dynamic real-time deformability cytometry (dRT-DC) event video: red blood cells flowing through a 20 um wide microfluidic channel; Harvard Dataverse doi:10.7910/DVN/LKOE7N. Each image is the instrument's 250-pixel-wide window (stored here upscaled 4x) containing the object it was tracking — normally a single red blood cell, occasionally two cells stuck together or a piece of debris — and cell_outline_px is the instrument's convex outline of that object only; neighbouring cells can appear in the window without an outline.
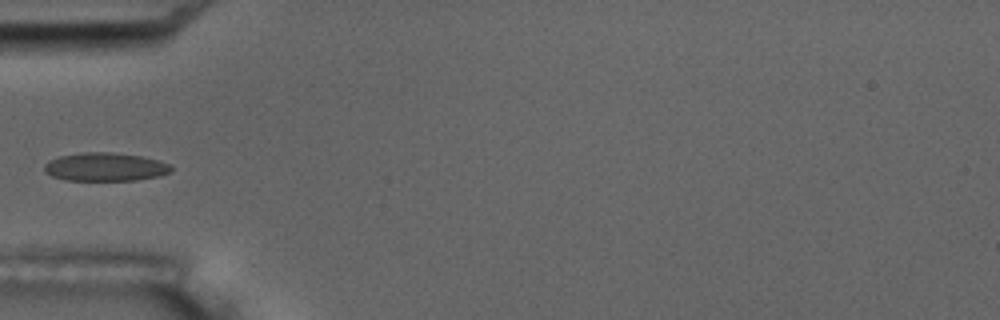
{"species": "common noctule bat (a hibernating species)", "species_latin": "Nyctalus noctula", "temperature_condition": "room temperature", "stored_images_in_passage": 6, "camera_frame_rate_fps": 3000, "um_per_image_px": 0.085, "animal": {"sex": "male", "body_mass_g": 17.5, "forearm_length_mm": 52.3}, "frame": {"image": 1, "passage_image": 5, "time_ms": 6.333, "image_size_px": [1000, 320], "cell_outline_px": [[172, 172], [160, 176], [136, 180], [64, 180], [52, 176], [44, 172], [44, 164], [60, 156], [80, 152], [112, 152], [140, 156], [160, 160], [168, 164], [172, 168]], "centroid_in_image_um": [8.96, 14.19], "position_along_channel_um": 76.0, "area_um2": 21.04}}